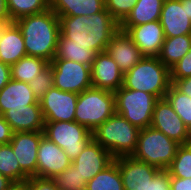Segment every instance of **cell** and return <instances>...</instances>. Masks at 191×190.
Returning a JSON list of instances; mask_svg holds the SVG:
<instances>
[{
  "label": "cell",
  "instance_id": "1",
  "mask_svg": "<svg viewBox=\"0 0 191 190\" xmlns=\"http://www.w3.org/2000/svg\"><path fill=\"white\" fill-rule=\"evenodd\" d=\"M60 33L71 43L87 46L100 53L107 49L108 43L120 30V24L104 9L90 16H58Z\"/></svg>",
  "mask_w": 191,
  "mask_h": 190
},
{
  "label": "cell",
  "instance_id": "2",
  "mask_svg": "<svg viewBox=\"0 0 191 190\" xmlns=\"http://www.w3.org/2000/svg\"><path fill=\"white\" fill-rule=\"evenodd\" d=\"M14 23L22 33L27 55L50 63L57 51L59 17L49 8L41 13L21 17Z\"/></svg>",
  "mask_w": 191,
  "mask_h": 190
},
{
  "label": "cell",
  "instance_id": "3",
  "mask_svg": "<svg viewBox=\"0 0 191 190\" xmlns=\"http://www.w3.org/2000/svg\"><path fill=\"white\" fill-rule=\"evenodd\" d=\"M140 129L123 116L114 113L102 125L92 131V138L115 159L132 156L138 141Z\"/></svg>",
  "mask_w": 191,
  "mask_h": 190
},
{
  "label": "cell",
  "instance_id": "4",
  "mask_svg": "<svg viewBox=\"0 0 191 190\" xmlns=\"http://www.w3.org/2000/svg\"><path fill=\"white\" fill-rule=\"evenodd\" d=\"M171 84L170 69L158 57L144 56L123 77L124 88L148 92L158 99L165 97Z\"/></svg>",
  "mask_w": 191,
  "mask_h": 190
},
{
  "label": "cell",
  "instance_id": "5",
  "mask_svg": "<svg viewBox=\"0 0 191 190\" xmlns=\"http://www.w3.org/2000/svg\"><path fill=\"white\" fill-rule=\"evenodd\" d=\"M179 143L163 132L149 126L140 129L137 147L132 154L136 160L167 170L176 155Z\"/></svg>",
  "mask_w": 191,
  "mask_h": 190
},
{
  "label": "cell",
  "instance_id": "6",
  "mask_svg": "<svg viewBox=\"0 0 191 190\" xmlns=\"http://www.w3.org/2000/svg\"><path fill=\"white\" fill-rule=\"evenodd\" d=\"M115 113L114 92L91 87L78 94L75 121L90 132Z\"/></svg>",
  "mask_w": 191,
  "mask_h": 190
},
{
  "label": "cell",
  "instance_id": "7",
  "mask_svg": "<svg viewBox=\"0 0 191 190\" xmlns=\"http://www.w3.org/2000/svg\"><path fill=\"white\" fill-rule=\"evenodd\" d=\"M115 94V113L126 118L139 129L149 127L153 110L159 100L154 95L133 89L120 87Z\"/></svg>",
  "mask_w": 191,
  "mask_h": 190
},
{
  "label": "cell",
  "instance_id": "8",
  "mask_svg": "<svg viewBox=\"0 0 191 190\" xmlns=\"http://www.w3.org/2000/svg\"><path fill=\"white\" fill-rule=\"evenodd\" d=\"M44 136L74 160L92 139V132L76 121H45Z\"/></svg>",
  "mask_w": 191,
  "mask_h": 190
},
{
  "label": "cell",
  "instance_id": "9",
  "mask_svg": "<svg viewBox=\"0 0 191 190\" xmlns=\"http://www.w3.org/2000/svg\"><path fill=\"white\" fill-rule=\"evenodd\" d=\"M50 65L52 66L55 88L80 94L93 87L90 66L65 59H53Z\"/></svg>",
  "mask_w": 191,
  "mask_h": 190
},
{
  "label": "cell",
  "instance_id": "10",
  "mask_svg": "<svg viewBox=\"0 0 191 190\" xmlns=\"http://www.w3.org/2000/svg\"><path fill=\"white\" fill-rule=\"evenodd\" d=\"M150 126L163 132L167 137L175 140L180 145L190 143V129L175 113L165 98L156 102Z\"/></svg>",
  "mask_w": 191,
  "mask_h": 190
},
{
  "label": "cell",
  "instance_id": "11",
  "mask_svg": "<svg viewBox=\"0 0 191 190\" xmlns=\"http://www.w3.org/2000/svg\"><path fill=\"white\" fill-rule=\"evenodd\" d=\"M78 94L52 87L40 99L44 121H75Z\"/></svg>",
  "mask_w": 191,
  "mask_h": 190
},
{
  "label": "cell",
  "instance_id": "12",
  "mask_svg": "<svg viewBox=\"0 0 191 190\" xmlns=\"http://www.w3.org/2000/svg\"><path fill=\"white\" fill-rule=\"evenodd\" d=\"M43 136V131L14 132L9 143L12 146L20 168L29 177H37V151Z\"/></svg>",
  "mask_w": 191,
  "mask_h": 190
},
{
  "label": "cell",
  "instance_id": "13",
  "mask_svg": "<svg viewBox=\"0 0 191 190\" xmlns=\"http://www.w3.org/2000/svg\"><path fill=\"white\" fill-rule=\"evenodd\" d=\"M127 33L143 56L158 57L164 43V32L160 20L137 26H120Z\"/></svg>",
  "mask_w": 191,
  "mask_h": 190
},
{
  "label": "cell",
  "instance_id": "14",
  "mask_svg": "<svg viewBox=\"0 0 191 190\" xmlns=\"http://www.w3.org/2000/svg\"><path fill=\"white\" fill-rule=\"evenodd\" d=\"M114 160L118 164L124 190H147L149 181L160 171L159 168L132 156L118 157Z\"/></svg>",
  "mask_w": 191,
  "mask_h": 190
},
{
  "label": "cell",
  "instance_id": "15",
  "mask_svg": "<svg viewBox=\"0 0 191 190\" xmlns=\"http://www.w3.org/2000/svg\"><path fill=\"white\" fill-rule=\"evenodd\" d=\"M72 165L67 154L57 144L43 136L37 151V177L53 178Z\"/></svg>",
  "mask_w": 191,
  "mask_h": 190
},
{
  "label": "cell",
  "instance_id": "16",
  "mask_svg": "<svg viewBox=\"0 0 191 190\" xmlns=\"http://www.w3.org/2000/svg\"><path fill=\"white\" fill-rule=\"evenodd\" d=\"M113 160L110 152L92 138L72 161V165L77 169L82 179L88 182Z\"/></svg>",
  "mask_w": 191,
  "mask_h": 190
},
{
  "label": "cell",
  "instance_id": "17",
  "mask_svg": "<svg viewBox=\"0 0 191 190\" xmlns=\"http://www.w3.org/2000/svg\"><path fill=\"white\" fill-rule=\"evenodd\" d=\"M124 73L107 51L97 53L91 66L92 86L111 92L123 86Z\"/></svg>",
  "mask_w": 191,
  "mask_h": 190
},
{
  "label": "cell",
  "instance_id": "18",
  "mask_svg": "<svg viewBox=\"0 0 191 190\" xmlns=\"http://www.w3.org/2000/svg\"><path fill=\"white\" fill-rule=\"evenodd\" d=\"M160 23L165 37L191 35V20L186 12V4L180 0H164Z\"/></svg>",
  "mask_w": 191,
  "mask_h": 190
},
{
  "label": "cell",
  "instance_id": "19",
  "mask_svg": "<svg viewBox=\"0 0 191 190\" xmlns=\"http://www.w3.org/2000/svg\"><path fill=\"white\" fill-rule=\"evenodd\" d=\"M106 51L123 73L128 72L144 57L132 39L122 30L113 36Z\"/></svg>",
  "mask_w": 191,
  "mask_h": 190
},
{
  "label": "cell",
  "instance_id": "20",
  "mask_svg": "<svg viewBox=\"0 0 191 190\" xmlns=\"http://www.w3.org/2000/svg\"><path fill=\"white\" fill-rule=\"evenodd\" d=\"M5 121L11 126L13 132L43 131L45 121L40 103L26 106V108L9 109L3 114Z\"/></svg>",
  "mask_w": 191,
  "mask_h": 190
},
{
  "label": "cell",
  "instance_id": "21",
  "mask_svg": "<svg viewBox=\"0 0 191 190\" xmlns=\"http://www.w3.org/2000/svg\"><path fill=\"white\" fill-rule=\"evenodd\" d=\"M26 55L19 27L14 22L0 25V61L11 66Z\"/></svg>",
  "mask_w": 191,
  "mask_h": 190
},
{
  "label": "cell",
  "instance_id": "22",
  "mask_svg": "<svg viewBox=\"0 0 191 190\" xmlns=\"http://www.w3.org/2000/svg\"><path fill=\"white\" fill-rule=\"evenodd\" d=\"M39 103L28 83L11 79L0 90V114L9 109L26 108L28 105Z\"/></svg>",
  "mask_w": 191,
  "mask_h": 190
},
{
  "label": "cell",
  "instance_id": "23",
  "mask_svg": "<svg viewBox=\"0 0 191 190\" xmlns=\"http://www.w3.org/2000/svg\"><path fill=\"white\" fill-rule=\"evenodd\" d=\"M57 16H90L105 9V0H50Z\"/></svg>",
  "mask_w": 191,
  "mask_h": 190
},
{
  "label": "cell",
  "instance_id": "24",
  "mask_svg": "<svg viewBox=\"0 0 191 190\" xmlns=\"http://www.w3.org/2000/svg\"><path fill=\"white\" fill-rule=\"evenodd\" d=\"M163 3L164 0H138L120 26H137L160 20Z\"/></svg>",
  "mask_w": 191,
  "mask_h": 190
},
{
  "label": "cell",
  "instance_id": "25",
  "mask_svg": "<svg viewBox=\"0 0 191 190\" xmlns=\"http://www.w3.org/2000/svg\"><path fill=\"white\" fill-rule=\"evenodd\" d=\"M96 55L97 52L89 49V47L71 43L70 39L65 38L60 33L54 59L71 60L91 67Z\"/></svg>",
  "mask_w": 191,
  "mask_h": 190
},
{
  "label": "cell",
  "instance_id": "26",
  "mask_svg": "<svg viewBox=\"0 0 191 190\" xmlns=\"http://www.w3.org/2000/svg\"><path fill=\"white\" fill-rule=\"evenodd\" d=\"M191 49V35L165 37L159 60L169 69Z\"/></svg>",
  "mask_w": 191,
  "mask_h": 190
},
{
  "label": "cell",
  "instance_id": "27",
  "mask_svg": "<svg viewBox=\"0 0 191 190\" xmlns=\"http://www.w3.org/2000/svg\"><path fill=\"white\" fill-rule=\"evenodd\" d=\"M50 63L42 58L24 56L11 67V79L30 83Z\"/></svg>",
  "mask_w": 191,
  "mask_h": 190
},
{
  "label": "cell",
  "instance_id": "28",
  "mask_svg": "<svg viewBox=\"0 0 191 190\" xmlns=\"http://www.w3.org/2000/svg\"><path fill=\"white\" fill-rule=\"evenodd\" d=\"M86 190H124L118 164L113 160L87 182Z\"/></svg>",
  "mask_w": 191,
  "mask_h": 190
},
{
  "label": "cell",
  "instance_id": "29",
  "mask_svg": "<svg viewBox=\"0 0 191 190\" xmlns=\"http://www.w3.org/2000/svg\"><path fill=\"white\" fill-rule=\"evenodd\" d=\"M0 174L8 177L14 183H24L29 178L20 168L10 144L0 145Z\"/></svg>",
  "mask_w": 191,
  "mask_h": 190
},
{
  "label": "cell",
  "instance_id": "30",
  "mask_svg": "<svg viewBox=\"0 0 191 190\" xmlns=\"http://www.w3.org/2000/svg\"><path fill=\"white\" fill-rule=\"evenodd\" d=\"M9 17L12 22L17 19L41 13L50 8V0H7Z\"/></svg>",
  "mask_w": 191,
  "mask_h": 190
},
{
  "label": "cell",
  "instance_id": "31",
  "mask_svg": "<svg viewBox=\"0 0 191 190\" xmlns=\"http://www.w3.org/2000/svg\"><path fill=\"white\" fill-rule=\"evenodd\" d=\"M164 98L191 131V97L178 91L171 84Z\"/></svg>",
  "mask_w": 191,
  "mask_h": 190
},
{
  "label": "cell",
  "instance_id": "32",
  "mask_svg": "<svg viewBox=\"0 0 191 190\" xmlns=\"http://www.w3.org/2000/svg\"><path fill=\"white\" fill-rule=\"evenodd\" d=\"M167 171L173 177L191 178V143L179 145Z\"/></svg>",
  "mask_w": 191,
  "mask_h": 190
},
{
  "label": "cell",
  "instance_id": "33",
  "mask_svg": "<svg viewBox=\"0 0 191 190\" xmlns=\"http://www.w3.org/2000/svg\"><path fill=\"white\" fill-rule=\"evenodd\" d=\"M51 179L58 190H86L87 181L82 179L73 165Z\"/></svg>",
  "mask_w": 191,
  "mask_h": 190
},
{
  "label": "cell",
  "instance_id": "34",
  "mask_svg": "<svg viewBox=\"0 0 191 190\" xmlns=\"http://www.w3.org/2000/svg\"><path fill=\"white\" fill-rule=\"evenodd\" d=\"M29 84L34 95L39 100L50 88L54 87V76L52 66L49 64L38 76H36Z\"/></svg>",
  "mask_w": 191,
  "mask_h": 190
},
{
  "label": "cell",
  "instance_id": "35",
  "mask_svg": "<svg viewBox=\"0 0 191 190\" xmlns=\"http://www.w3.org/2000/svg\"><path fill=\"white\" fill-rule=\"evenodd\" d=\"M138 0H105V9L121 24Z\"/></svg>",
  "mask_w": 191,
  "mask_h": 190
},
{
  "label": "cell",
  "instance_id": "36",
  "mask_svg": "<svg viewBox=\"0 0 191 190\" xmlns=\"http://www.w3.org/2000/svg\"><path fill=\"white\" fill-rule=\"evenodd\" d=\"M191 77V49L170 68V79Z\"/></svg>",
  "mask_w": 191,
  "mask_h": 190
},
{
  "label": "cell",
  "instance_id": "37",
  "mask_svg": "<svg viewBox=\"0 0 191 190\" xmlns=\"http://www.w3.org/2000/svg\"><path fill=\"white\" fill-rule=\"evenodd\" d=\"M147 190H170V173L167 170H160L149 181Z\"/></svg>",
  "mask_w": 191,
  "mask_h": 190
},
{
  "label": "cell",
  "instance_id": "38",
  "mask_svg": "<svg viewBox=\"0 0 191 190\" xmlns=\"http://www.w3.org/2000/svg\"><path fill=\"white\" fill-rule=\"evenodd\" d=\"M30 190H58L51 178L29 177L25 182Z\"/></svg>",
  "mask_w": 191,
  "mask_h": 190
},
{
  "label": "cell",
  "instance_id": "39",
  "mask_svg": "<svg viewBox=\"0 0 191 190\" xmlns=\"http://www.w3.org/2000/svg\"><path fill=\"white\" fill-rule=\"evenodd\" d=\"M13 133L11 126L5 121L3 115L0 114V145L9 144Z\"/></svg>",
  "mask_w": 191,
  "mask_h": 190
},
{
  "label": "cell",
  "instance_id": "40",
  "mask_svg": "<svg viewBox=\"0 0 191 190\" xmlns=\"http://www.w3.org/2000/svg\"><path fill=\"white\" fill-rule=\"evenodd\" d=\"M171 83L178 91L191 97V77L171 79Z\"/></svg>",
  "mask_w": 191,
  "mask_h": 190
},
{
  "label": "cell",
  "instance_id": "41",
  "mask_svg": "<svg viewBox=\"0 0 191 190\" xmlns=\"http://www.w3.org/2000/svg\"><path fill=\"white\" fill-rule=\"evenodd\" d=\"M171 190H191V178H178L170 176Z\"/></svg>",
  "mask_w": 191,
  "mask_h": 190
},
{
  "label": "cell",
  "instance_id": "42",
  "mask_svg": "<svg viewBox=\"0 0 191 190\" xmlns=\"http://www.w3.org/2000/svg\"><path fill=\"white\" fill-rule=\"evenodd\" d=\"M11 80V67L0 61V90Z\"/></svg>",
  "mask_w": 191,
  "mask_h": 190
},
{
  "label": "cell",
  "instance_id": "43",
  "mask_svg": "<svg viewBox=\"0 0 191 190\" xmlns=\"http://www.w3.org/2000/svg\"><path fill=\"white\" fill-rule=\"evenodd\" d=\"M7 8V0H0V25L11 23Z\"/></svg>",
  "mask_w": 191,
  "mask_h": 190
},
{
  "label": "cell",
  "instance_id": "44",
  "mask_svg": "<svg viewBox=\"0 0 191 190\" xmlns=\"http://www.w3.org/2000/svg\"><path fill=\"white\" fill-rule=\"evenodd\" d=\"M14 184L8 177L0 174V190H10Z\"/></svg>",
  "mask_w": 191,
  "mask_h": 190
},
{
  "label": "cell",
  "instance_id": "45",
  "mask_svg": "<svg viewBox=\"0 0 191 190\" xmlns=\"http://www.w3.org/2000/svg\"><path fill=\"white\" fill-rule=\"evenodd\" d=\"M10 190H30L29 186L24 183H15Z\"/></svg>",
  "mask_w": 191,
  "mask_h": 190
},
{
  "label": "cell",
  "instance_id": "46",
  "mask_svg": "<svg viewBox=\"0 0 191 190\" xmlns=\"http://www.w3.org/2000/svg\"><path fill=\"white\" fill-rule=\"evenodd\" d=\"M181 4H186V12L188 18L191 20V0H180Z\"/></svg>",
  "mask_w": 191,
  "mask_h": 190
}]
</instances>
